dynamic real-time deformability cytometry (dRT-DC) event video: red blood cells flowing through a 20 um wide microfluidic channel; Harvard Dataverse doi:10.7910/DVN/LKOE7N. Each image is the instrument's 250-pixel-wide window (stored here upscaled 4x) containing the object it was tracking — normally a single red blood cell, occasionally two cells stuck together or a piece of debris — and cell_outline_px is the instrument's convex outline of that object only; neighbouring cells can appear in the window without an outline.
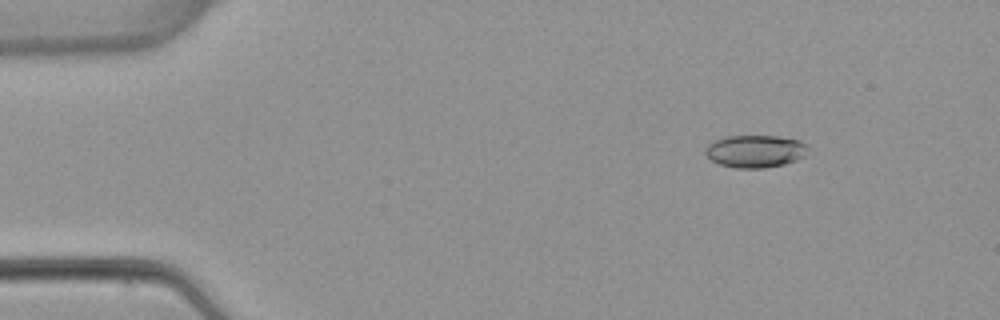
{"species": "common noctule bat (a hibernating species)", "species_latin": "Nyctalus noctula", "temperature_condition": "warm", "stored_images_in_passage": 5, "camera_frame_rate_fps": 3000, "um_per_image_px": 0.085, "animal": {"sex": "female", "body_mass_g": 22.7, "forearm_length_mm": 54.2}, "frame": {"image": 1, "passage_image": 2, "time_ms": 2.0, "image_size_px": [1000, 320], "cell_outline_px": [[808, 148], [804, 156], [796, 160], [784, 164], [764, 168], [736, 168], [720, 164], [712, 160], [704, 152], [704, 148], [708, 144], [716, 140], [728, 136], [776, 136], [800, 140], [808, 144]], "centroid_in_image_um": [64.21, 12.85], "position_along_channel_um": 20.8, "area_um2": 19.42}}
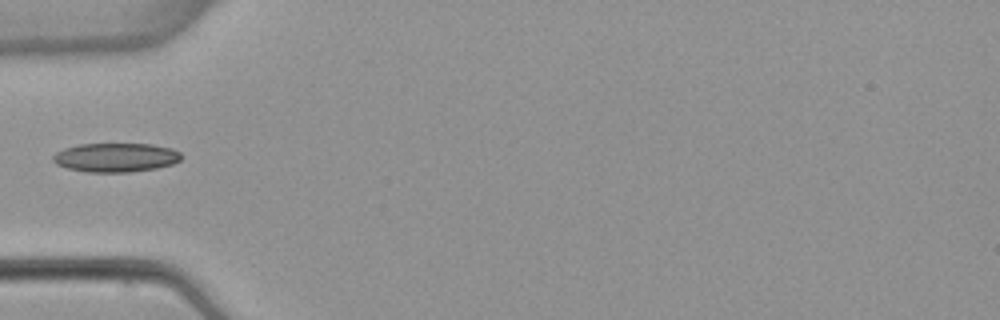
{"frame": {"image": 2, "passage_image": 5, "time_ms": 5.667, "image_size_px": [1000, 320], "cell_outline_px": [[180, 160], [172, 164], [156, 168], [128, 172], [88, 172], [68, 168], [56, 164], [52, 160], [52, 156], [56, 152], [64, 148], [80, 144], [152, 144], [172, 148], [180, 152]], "centroid_in_image_um": [9.82, 13.38], "position_along_channel_um": 75.2, "area_um2": 21.62}}